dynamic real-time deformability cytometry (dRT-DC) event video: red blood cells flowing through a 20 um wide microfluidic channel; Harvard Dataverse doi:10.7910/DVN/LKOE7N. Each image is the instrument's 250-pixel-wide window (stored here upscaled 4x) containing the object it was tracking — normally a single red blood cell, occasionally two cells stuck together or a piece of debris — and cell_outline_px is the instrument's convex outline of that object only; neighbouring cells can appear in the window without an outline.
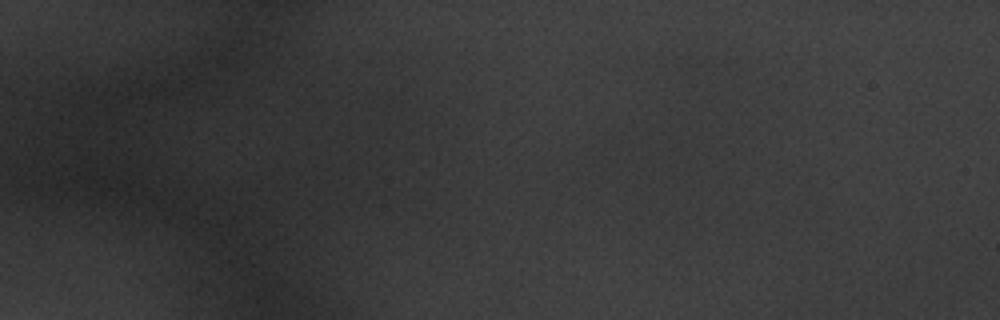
{"species": "common noctule bat (a hibernating species)", "species_latin": "Nyctalus noctula", "temperature_condition": "warm", "stored_images_in_passage": 6, "segment_of_instrument_passage": [1, 2], "camera_frame_rate_fps": 3000, "um_per_image_px": 0.085, "animal": {"sex": "male", "body_mass_g": 20.1, "forearm_length_mm": 53.5}, "frame": {"image": 1, "passage_image": 1, "time_ms": 0.0, "image_size_px": [1000, 320], "cell_outline_px": [[328, 168], [316, 188], [292, 196], [268, 196], [248, 188], [272, 160], [304, 148]], "centroid_in_image_um": [24.67, 14.88], "position_along_channel_um": 60.3, "area_um2": 17.28}}